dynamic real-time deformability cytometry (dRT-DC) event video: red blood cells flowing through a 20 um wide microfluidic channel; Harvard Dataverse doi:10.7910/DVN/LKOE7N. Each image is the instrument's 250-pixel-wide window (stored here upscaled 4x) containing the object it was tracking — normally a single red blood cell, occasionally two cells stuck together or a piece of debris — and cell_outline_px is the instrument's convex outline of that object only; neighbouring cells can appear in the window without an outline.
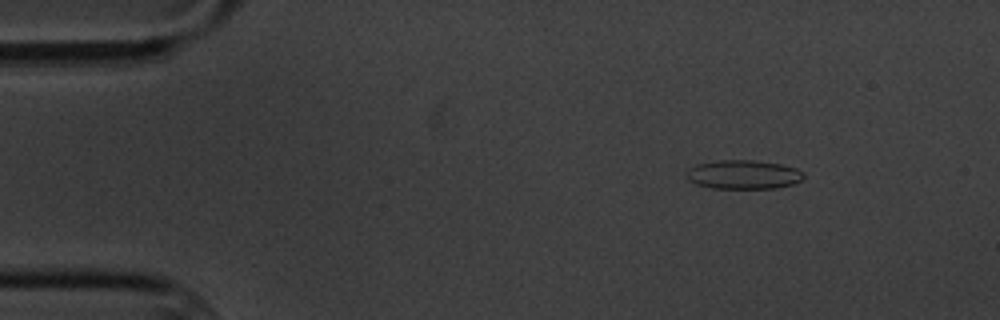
{"species": "common noctule bat (a hibernating species)", "species_latin": "Nyctalus noctula", "temperature_condition": "cold", "stored_images_in_passage": 10, "camera_frame_rate_fps": 3000, "um_per_image_px": 0.085, "animal": {"sex": "male", "body_mass_g": 20.1, "forearm_length_mm": 53.5}, "frame": {"image": 1, "passage_image": 1, "time_ms": 0.0, "image_size_px": [1000, 320], "cell_outline_px": [[804, 176], [800, 180], [792, 184], [776, 188], [712, 188], [696, 184], [688, 180], [688, 168], [696, 164], [720, 160], [752, 160], [780, 164], [796, 168], [804, 172]], "centroid_in_image_um": [63.19, 14.83], "position_along_channel_um": 21.8, "area_um2": 19.65}}
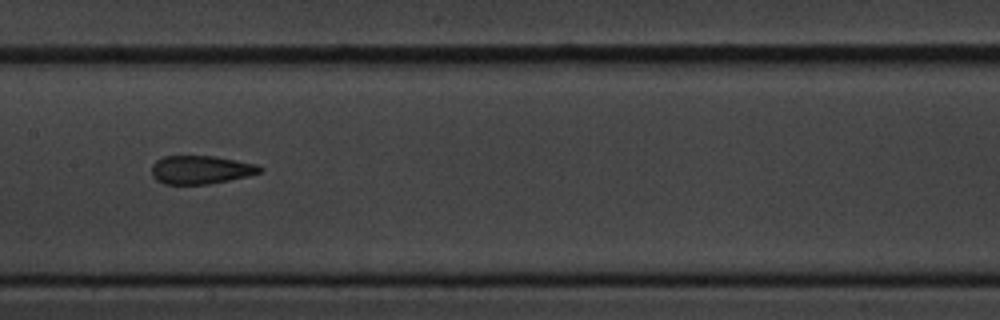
{"frame": {"image": 2, "passage_image": 7, "time_ms": 7.0, "image_size_px": [1000, 320], "cell_outline_px": [[264, 168], [260, 172], [248, 176], [208, 184], [164, 184], [156, 180], [152, 176], [152, 164], [156, 160], [164, 156], [212, 156], [236, 160], [256, 164]], "centroid_in_image_um": [17.04, 14.43], "position_along_channel_um": 190.4, "area_um2": 17.86}}
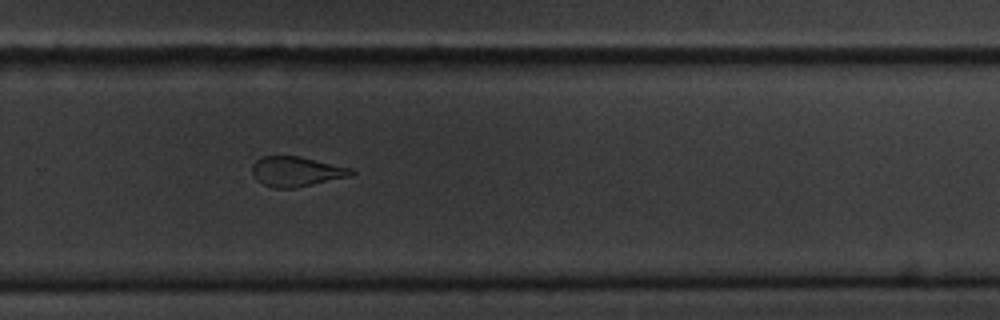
{"frame": {"image": 3, "passage_image": 10, "time_ms": 10.333, "image_size_px": [1000, 320], "cell_outline_px": [[356, 172], [352, 176], [296, 188], [272, 188], [256, 180], [252, 172], [252, 164], [256, 160], [264, 156], [300, 156], [352, 168]], "centroid_in_image_um": [25.21, 14.58], "position_along_channel_um": 304.6, "area_um2": 17.46}}